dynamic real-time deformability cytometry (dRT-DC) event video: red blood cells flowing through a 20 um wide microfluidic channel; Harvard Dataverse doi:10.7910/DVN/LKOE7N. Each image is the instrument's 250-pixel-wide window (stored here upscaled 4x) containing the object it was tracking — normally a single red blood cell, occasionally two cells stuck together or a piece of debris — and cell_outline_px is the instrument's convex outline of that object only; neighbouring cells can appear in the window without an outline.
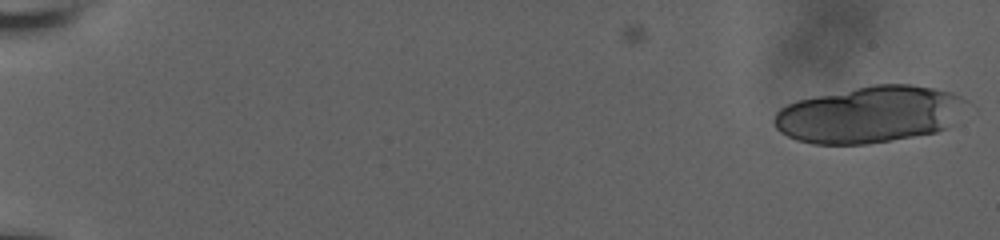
{"species": "human", "species_latin": "Homo sapiens", "temperature_condition": "room temperature", "stored_images_in_passage": 11, "camera_frame_rate_fps": 3000, "um_per_image_px": 0.085, "donor": {"sex": "male"}, "frame": {"image": 1, "passage_image": 1, "time_ms": 0.0, "image_size_px": [1000, 240], "cell_outline_px": [[976, 108], [944, 128], [936, 132], [892, 140], [868, 144], [812, 144], [796, 140], [780, 132], [776, 128], [772, 120], [776, 112], [780, 108], [796, 100], [872, 84], [908, 84], [932, 88], [952, 92], [968, 100]], "centroid_in_image_um": [74.0, 9.72], "position_along_channel_um": 11.0, "area_um2": 64.45}}